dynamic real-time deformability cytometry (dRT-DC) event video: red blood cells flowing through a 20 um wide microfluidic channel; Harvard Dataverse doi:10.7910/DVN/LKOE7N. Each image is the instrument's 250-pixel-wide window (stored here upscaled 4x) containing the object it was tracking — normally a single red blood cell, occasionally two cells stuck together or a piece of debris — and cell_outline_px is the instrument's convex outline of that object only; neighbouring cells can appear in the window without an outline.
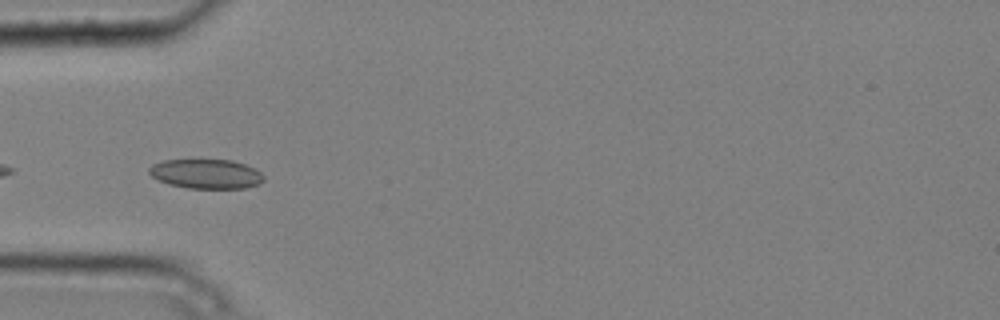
{"species": "common noctule bat (a hibernating species)", "species_latin": "Nyctalus noctula", "temperature_condition": "cold", "stored_images_in_passage": 3, "camera_frame_rate_fps": 3000, "um_per_image_px": 0.085, "animal": {"sex": "male", "body_mass_g": 20.4}, "frame": {"image": 1, "passage_image": 2, "time_ms": 0.333, "image_size_px": [1000, 320], "cell_outline_px": [[264, 180], [260, 184], [244, 188], [188, 188], [168, 184], [152, 176], [148, 172], [148, 168], [152, 164], [164, 160], [232, 160], [256, 168], [264, 176]], "centroid_in_image_um": [17.54, 14.78], "position_along_channel_um": 67.5, "area_um2": 19.71}}
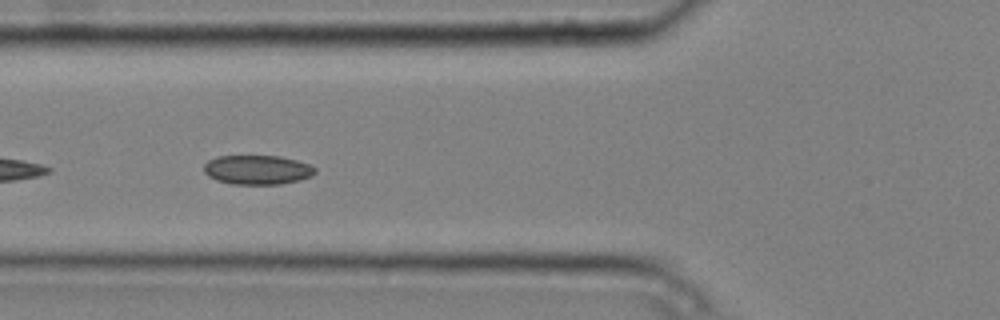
{"frame": {"image": 2, "passage_image": 3, "time_ms": 0.667, "image_size_px": [1000, 320], "cell_outline_px": [[316, 172], [312, 176], [300, 180], [280, 184], [232, 184], [216, 180], [208, 176], [204, 172], [204, 164], [208, 160], [216, 156], [280, 156], [296, 160], [308, 164], [316, 168]], "centroid_in_image_um": [21.87, 14.43], "position_along_channel_um": 103.9, "area_um2": 19.07}}